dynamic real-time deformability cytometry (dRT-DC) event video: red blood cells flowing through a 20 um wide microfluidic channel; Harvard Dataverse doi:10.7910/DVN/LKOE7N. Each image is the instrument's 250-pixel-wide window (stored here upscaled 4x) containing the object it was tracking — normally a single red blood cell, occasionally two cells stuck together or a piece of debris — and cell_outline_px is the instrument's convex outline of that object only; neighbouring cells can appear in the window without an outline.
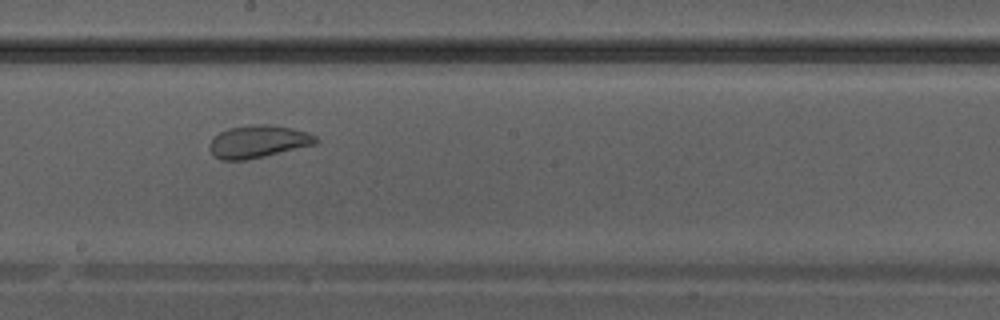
{"species": "Egyptian fruit bat (a non-hibernating species)", "species_latin": "Rousettus aegyptiacus", "temperature_condition": "warm", "stored_images_in_passage": 28, "camera_frame_rate_fps": 3000, "um_per_image_px": 0.085, "animal": {"sex": "male"}, "frame": {"image": 1, "passage_image": 11, "time_ms": 3.333, "image_size_px": [1000, 320], "cell_outline_px": [[320, 140], [316, 144], [264, 156], [244, 160], [220, 160], [208, 148], [208, 144], [220, 132], [228, 128], [252, 124], [268, 124], [292, 128], [308, 132], [316, 136]], "centroid_in_image_um": [21.96, 12.02], "position_along_channel_um": 226.2, "area_um2": 20.11}}
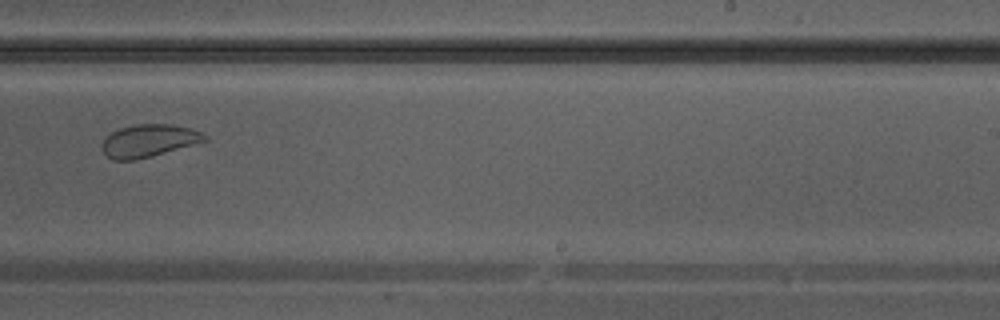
{"frame": {"image": 2, "passage_image": 14, "time_ms": 4.333, "image_size_px": [1000, 320], "cell_outline_px": [[208, 140], [196, 144], [152, 156], [136, 160], [112, 160], [100, 148], [100, 144], [112, 132], [120, 128], [136, 124], [168, 124], [192, 128], [208, 136]], "centroid_in_image_um": [12.65, 11.96], "position_along_channel_um": 276.3, "area_um2": 19.54}}